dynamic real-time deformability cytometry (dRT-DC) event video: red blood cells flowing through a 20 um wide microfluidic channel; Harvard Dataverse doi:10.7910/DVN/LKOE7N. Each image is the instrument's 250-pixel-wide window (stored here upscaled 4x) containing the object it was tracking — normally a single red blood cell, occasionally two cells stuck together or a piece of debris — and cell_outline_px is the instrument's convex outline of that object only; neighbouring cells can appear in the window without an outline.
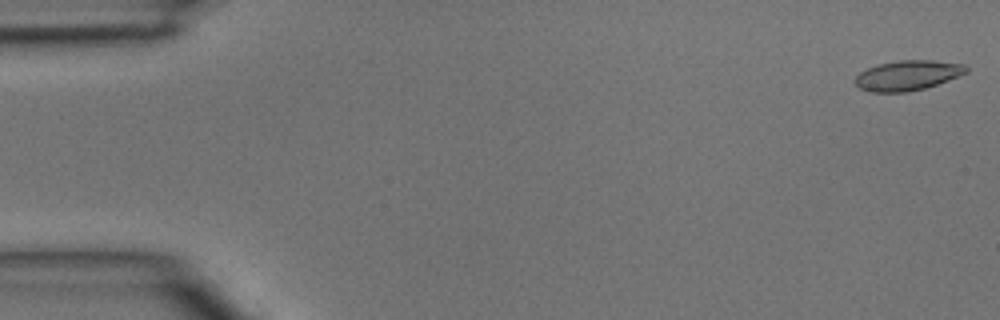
{"species": "common noctule bat (a hibernating species)", "species_latin": "Nyctalus noctula", "temperature_condition": "room temperature", "stored_images_in_passage": 45, "camera_frame_rate_fps": 3000, "um_per_image_px": 0.085, "animal": {"sex": "male", "body_mass_g": 15.6}, "frame": {"image": 1, "passage_image": 1, "time_ms": 0.0, "image_size_px": [1000, 320], "cell_outline_px": [[968, 72], [948, 80], [924, 88], [904, 92], [872, 92], [860, 88], [856, 84], [856, 76], [860, 72], [876, 64], [900, 60], [932, 60], [964, 64], [968, 68]], "centroid_in_image_um": [77.15, 6.39], "position_along_channel_um": 7.8, "area_um2": 19.25}}
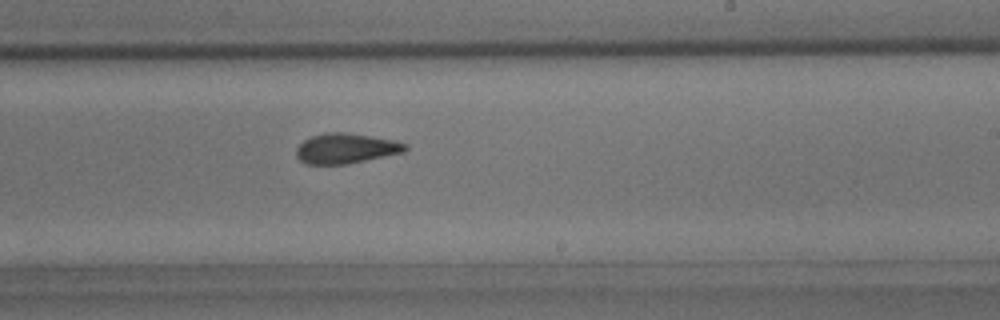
{"frame": {"image": 2, "passage_image": 27, "time_ms": 8.667, "image_size_px": [1000, 320], "cell_outline_px": [[408, 148], [404, 152], [348, 164], [304, 164], [296, 156], [296, 148], [304, 140], [312, 136], [328, 132], [344, 132], [392, 140], [408, 144]], "centroid_in_image_um": [29.38, 12.62], "position_along_channel_um": 259.6, "area_um2": 19.02}}
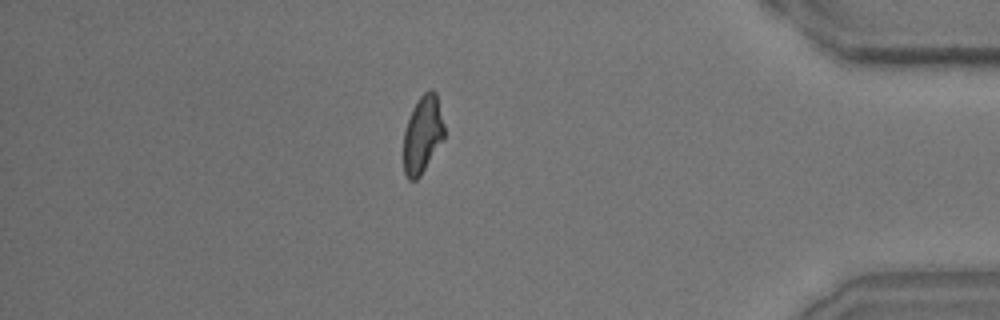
{"frame": {"image": 3, "passage_image": 39, "time_ms": 12.667, "image_size_px": [1000, 320], "cell_outline_px": [[444, 140], [420, 176], [416, 180], [408, 180], [404, 172], [404, 132], [412, 108], [420, 96], [428, 88], [432, 88], [436, 92], [444, 124]], "centroid_in_image_um": [35.93, 11.41], "position_along_channel_um": 399.3, "area_um2": 18.5}}